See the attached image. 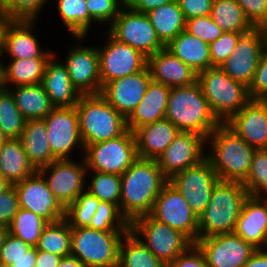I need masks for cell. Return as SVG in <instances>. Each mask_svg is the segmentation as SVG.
Wrapping results in <instances>:
<instances>
[{
    "label": "cell",
    "instance_id": "obj_1",
    "mask_svg": "<svg viewBox=\"0 0 267 267\" xmlns=\"http://www.w3.org/2000/svg\"><path fill=\"white\" fill-rule=\"evenodd\" d=\"M169 182L157 160L137 158L121 175L120 212L129 224L148 215L161 189Z\"/></svg>",
    "mask_w": 267,
    "mask_h": 267
},
{
    "label": "cell",
    "instance_id": "obj_2",
    "mask_svg": "<svg viewBox=\"0 0 267 267\" xmlns=\"http://www.w3.org/2000/svg\"><path fill=\"white\" fill-rule=\"evenodd\" d=\"M206 158L220 180L243 182L256 149L226 123H220L206 138Z\"/></svg>",
    "mask_w": 267,
    "mask_h": 267
},
{
    "label": "cell",
    "instance_id": "obj_3",
    "mask_svg": "<svg viewBox=\"0 0 267 267\" xmlns=\"http://www.w3.org/2000/svg\"><path fill=\"white\" fill-rule=\"evenodd\" d=\"M165 118L180 132H193L205 139L221 123L212 113L198 82L171 88Z\"/></svg>",
    "mask_w": 267,
    "mask_h": 267
},
{
    "label": "cell",
    "instance_id": "obj_4",
    "mask_svg": "<svg viewBox=\"0 0 267 267\" xmlns=\"http://www.w3.org/2000/svg\"><path fill=\"white\" fill-rule=\"evenodd\" d=\"M248 195L242 182L219 180L213 187L207 207L198 217V239L234 232Z\"/></svg>",
    "mask_w": 267,
    "mask_h": 267
},
{
    "label": "cell",
    "instance_id": "obj_5",
    "mask_svg": "<svg viewBox=\"0 0 267 267\" xmlns=\"http://www.w3.org/2000/svg\"><path fill=\"white\" fill-rule=\"evenodd\" d=\"M75 107L84 145L116 138L127 130L126 118L101 94L81 95Z\"/></svg>",
    "mask_w": 267,
    "mask_h": 267
},
{
    "label": "cell",
    "instance_id": "obj_6",
    "mask_svg": "<svg viewBox=\"0 0 267 267\" xmlns=\"http://www.w3.org/2000/svg\"><path fill=\"white\" fill-rule=\"evenodd\" d=\"M212 113L221 123H226L250 100L248 87L228 76L220 67H211L197 73Z\"/></svg>",
    "mask_w": 267,
    "mask_h": 267
},
{
    "label": "cell",
    "instance_id": "obj_7",
    "mask_svg": "<svg viewBox=\"0 0 267 267\" xmlns=\"http://www.w3.org/2000/svg\"><path fill=\"white\" fill-rule=\"evenodd\" d=\"M126 232L71 227V255L86 267H118L119 247Z\"/></svg>",
    "mask_w": 267,
    "mask_h": 267
},
{
    "label": "cell",
    "instance_id": "obj_8",
    "mask_svg": "<svg viewBox=\"0 0 267 267\" xmlns=\"http://www.w3.org/2000/svg\"><path fill=\"white\" fill-rule=\"evenodd\" d=\"M83 158L88 171L121 176L138 158L134 134L127 129L116 138L84 145Z\"/></svg>",
    "mask_w": 267,
    "mask_h": 267
},
{
    "label": "cell",
    "instance_id": "obj_9",
    "mask_svg": "<svg viewBox=\"0 0 267 267\" xmlns=\"http://www.w3.org/2000/svg\"><path fill=\"white\" fill-rule=\"evenodd\" d=\"M129 230L166 265L193 244L180 231L153 219L149 214L133 220Z\"/></svg>",
    "mask_w": 267,
    "mask_h": 267
},
{
    "label": "cell",
    "instance_id": "obj_10",
    "mask_svg": "<svg viewBox=\"0 0 267 267\" xmlns=\"http://www.w3.org/2000/svg\"><path fill=\"white\" fill-rule=\"evenodd\" d=\"M113 38L128 44L147 58L166 48L146 13L136 12L123 7L118 17L106 28Z\"/></svg>",
    "mask_w": 267,
    "mask_h": 267
},
{
    "label": "cell",
    "instance_id": "obj_11",
    "mask_svg": "<svg viewBox=\"0 0 267 267\" xmlns=\"http://www.w3.org/2000/svg\"><path fill=\"white\" fill-rule=\"evenodd\" d=\"M56 159L37 170L44 178L49 190L66 209L86 190L88 169L84 158Z\"/></svg>",
    "mask_w": 267,
    "mask_h": 267
},
{
    "label": "cell",
    "instance_id": "obj_12",
    "mask_svg": "<svg viewBox=\"0 0 267 267\" xmlns=\"http://www.w3.org/2000/svg\"><path fill=\"white\" fill-rule=\"evenodd\" d=\"M149 215L153 219L180 231L192 243L198 240V216L170 182L161 189Z\"/></svg>",
    "mask_w": 267,
    "mask_h": 267
},
{
    "label": "cell",
    "instance_id": "obj_13",
    "mask_svg": "<svg viewBox=\"0 0 267 267\" xmlns=\"http://www.w3.org/2000/svg\"><path fill=\"white\" fill-rule=\"evenodd\" d=\"M52 155L56 159H72L76 149L84 154L79 132V117L75 106L54 107L43 119ZM72 151V152H71Z\"/></svg>",
    "mask_w": 267,
    "mask_h": 267
},
{
    "label": "cell",
    "instance_id": "obj_14",
    "mask_svg": "<svg viewBox=\"0 0 267 267\" xmlns=\"http://www.w3.org/2000/svg\"><path fill=\"white\" fill-rule=\"evenodd\" d=\"M103 45H97L102 87L113 80L137 73L147 66L141 52L113 38L108 32Z\"/></svg>",
    "mask_w": 267,
    "mask_h": 267
},
{
    "label": "cell",
    "instance_id": "obj_15",
    "mask_svg": "<svg viewBox=\"0 0 267 267\" xmlns=\"http://www.w3.org/2000/svg\"><path fill=\"white\" fill-rule=\"evenodd\" d=\"M73 38L78 41L77 45H70L67 56L62 61L68 69L70 80L81 95L100 94L102 84L97 45L82 46L81 43L86 41L87 36Z\"/></svg>",
    "mask_w": 267,
    "mask_h": 267
},
{
    "label": "cell",
    "instance_id": "obj_16",
    "mask_svg": "<svg viewBox=\"0 0 267 267\" xmlns=\"http://www.w3.org/2000/svg\"><path fill=\"white\" fill-rule=\"evenodd\" d=\"M219 180L210 161L205 158L199 164L174 174L169 182L199 217L207 207L213 187Z\"/></svg>",
    "mask_w": 267,
    "mask_h": 267
},
{
    "label": "cell",
    "instance_id": "obj_17",
    "mask_svg": "<svg viewBox=\"0 0 267 267\" xmlns=\"http://www.w3.org/2000/svg\"><path fill=\"white\" fill-rule=\"evenodd\" d=\"M195 244L209 267H243L256 250L235 232L202 237Z\"/></svg>",
    "mask_w": 267,
    "mask_h": 267
},
{
    "label": "cell",
    "instance_id": "obj_18",
    "mask_svg": "<svg viewBox=\"0 0 267 267\" xmlns=\"http://www.w3.org/2000/svg\"><path fill=\"white\" fill-rule=\"evenodd\" d=\"M206 139L193 132H179L157 158L163 174L170 179L174 174L199 164L206 158Z\"/></svg>",
    "mask_w": 267,
    "mask_h": 267
},
{
    "label": "cell",
    "instance_id": "obj_19",
    "mask_svg": "<svg viewBox=\"0 0 267 267\" xmlns=\"http://www.w3.org/2000/svg\"><path fill=\"white\" fill-rule=\"evenodd\" d=\"M13 186L18 194L20 208L32 211L47 222L65 218V208L54 197L38 171Z\"/></svg>",
    "mask_w": 267,
    "mask_h": 267
},
{
    "label": "cell",
    "instance_id": "obj_20",
    "mask_svg": "<svg viewBox=\"0 0 267 267\" xmlns=\"http://www.w3.org/2000/svg\"><path fill=\"white\" fill-rule=\"evenodd\" d=\"M263 53L264 43L260 28L252 27L240 35L234 51L220 68L232 79L248 87Z\"/></svg>",
    "mask_w": 267,
    "mask_h": 267
},
{
    "label": "cell",
    "instance_id": "obj_21",
    "mask_svg": "<svg viewBox=\"0 0 267 267\" xmlns=\"http://www.w3.org/2000/svg\"><path fill=\"white\" fill-rule=\"evenodd\" d=\"M151 80L146 66L137 73L106 83L100 94L127 119L142 100Z\"/></svg>",
    "mask_w": 267,
    "mask_h": 267
},
{
    "label": "cell",
    "instance_id": "obj_22",
    "mask_svg": "<svg viewBox=\"0 0 267 267\" xmlns=\"http://www.w3.org/2000/svg\"><path fill=\"white\" fill-rule=\"evenodd\" d=\"M36 24V21L15 20L8 29L2 56H7V60L50 59L55 52L41 48Z\"/></svg>",
    "mask_w": 267,
    "mask_h": 267
},
{
    "label": "cell",
    "instance_id": "obj_23",
    "mask_svg": "<svg viewBox=\"0 0 267 267\" xmlns=\"http://www.w3.org/2000/svg\"><path fill=\"white\" fill-rule=\"evenodd\" d=\"M226 124L256 150L267 149V107L250 100Z\"/></svg>",
    "mask_w": 267,
    "mask_h": 267
},
{
    "label": "cell",
    "instance_id": "obj_24",
    "mask_svg": "<svg viewBox=\"0 0 267 267\" xmlns=\"http://www.w3.org/2000/svg\"><path fill=\"white\" fill-rule=\"evenodd\" d=\"M256 249H267V197L248 195L234 231Z\"/></svg>",
    "mask_w": 267,
    "mask_h": 267
},
{
    "label": "cell",
    "instance_id": "obj_25",
    "mask_svg": "<svg viewBox=\"0 0 267 267\" xmlns=\"http://www.w3.org/2000/svg\"><path fill=\"white\" fill-rule=\"evenodd\" d=\"M58 55L55 52L47 61L41 85L54 107L76 106L81 94L73 86L68 69Z\"/></svg>",
    "mask_w": 267,
    "mask_h": 267
},
{
    "label": "cell",
    "instance_id": "obj_26",
    "mask_svg": "<svg viewBox=\"0 0 267 267\" xmlns=\"http://www.w3.org/2000/svg\"><path fill=\"white\" fill-rule=\"evenodd\" d=\"M147 67L153 81L171 88L197 82V73L166 48L148 57Z\"/></svg>",
    "mask_w": 267,
    "mask_h": 267
},
{
    "label": "cell",
    "instance_id": "obj_27",
    "mask_svg": "<svg viewBox=\"0 0 267 267\" xmlns=\"http://www.w3.org/2000/svg\"><path fill=\"white\" fill-rule=\"evenodd\" d=\"M180 131L166 118L133 131L137 156L143 159H155L164 152Z\"/></svg>",
    "mask_w": 267,
    "mask_h": 267
},
{
    "label": "cell",
    "instance_id": "obj_28",
    "mask_svg": "<svg viewBox=\"0 0 267 267\" xmlns=\"http://www.w3.org/2000/svg\"><path fill=\"white\" fill-rule=\"evenodd\" d=\"M170 90L171 87L151 80L142 100L126 119L127 129L133 132L138 127L164 119Z\"/></svg>",
    "mask_w": 267,
    "mask_h": 267
},
{
    "label": "cell",
    "instance_id": "obj_29",
    "mask_svg": "<svg viewBox=\"0 0 267 267\" xmlns=\"http://www.w3.org/2000/svg\"><path fill=\"white\" fill-rule=\"evenodd\" d=\"M166 49L190 66L196 73L211 68L209 44L186 30L181 31L166 46Z\"/></svg>",
    "mask_w": 267,
    "mask_h": 267
},
{
    "label": "cell",
    "instance_id": "obj_30",
    "mask_svg": "<svg viewBox=\"0 0 267 267\" xmlns=\"http://www.w3.org/2000/svg\"><path fill=\"white\" fill-rule=\"evenodd\" d=\"M19 139L28 160L36 170L56 160L49 146L47 127L43 119L26 120L24 130Z\"/></svg>",
    "mask_w": 267,
    "mask_h": 267
},
{
    "label": "cell",
    "instance_id": "obj_31",
    "mask_svg": "<svg viewBox=\"0 0 267 267\" xmlns=\"http://www.w3.org/2000/svg\"><path fill=\"white\" fill-rule=\"evenodd\" d=\"M36 171L28 160L20 139H7L0 148V174L13 185Z\"/></svg>",
    "mask_w": 267,
    "mask_h": 267
},
{
    "label": "cell",
    "instance_id": "obj_32",
    "mask_svg": "<svg viewBox=\"0 0 267 267\" xmlns=\"http://www.w3.org/2000/svg\"><path fill=\"white\" fill-rule=\"evenodd\" d=\"M26 120L44 119L54 108L41 83L7 88Z\"/></svg>",
    "mask_w": 267,
    "mask_h": 267
},
{
    "label": "cell",
    "instance_id": "obj_33",
    "mask_svg": "<svg viewBox=\"0 0 267 267\" xmlns=\"http://www.w3.org/2000/svg\"><path fill=\"white\" fill-rule=\"evenodd\" d=\"M160 41L167 46L181 31L186 20L177 0L146 13Z\"/></svg>",
    "mask_w": 267,
    "mask_h": 267
},
{
    "label": "cell",
    "instance_id": "obj_34",
    "mask_svg": "<svg viewBox=\"0 0 267 267\" xmlns=\"http://www.w3.org/2000/svg\"><path fill=\"white\" fill-rule=\"evenodd\" d=\"M60 21L73 36H89L94 22L89 16L86 0H55Z\"/></svg>",
    "mask_w": 267,
    "mask_h": 267
},
{
    "label": "cell",
    "instance_id": "obj_35",
    "mask_svg": "<svg viewBox=\"0 0 267 267\" xmlns=\"http://www.w3.org/2000/svg\"><path fill=\"white\" fill-rule=\"evenodd\" d=\"M118 267H167L130 230L119 247Z\"/></svg>",
    "mask_w": 267,
    "mask_h": 267
},
{
    "label": "cell",
    "instance_id": "obj_36",
    "mask_svg": "<svg viewBox=\"0 0 267 267\" xmlns=\"http://www.w3.org/2000/svg\"><path fill=\"white\" fill-rule=\"evenodd\" d=\"M49 59H14L5 61L6 86L16 87L41 83Z\"/></svg>",
    "mask_w": 267,
    "mask_h": 267
},
{
    "label": "cell",
    "instance_id": "obj_37",
    "mask_svg": "<svg viewBox=\"0 0 267 267\" xmlns=\"http://www.w3.org/2000/svg\"><path fill=\"white\" fill-rule=\"evenodd\" d=\"M211 18L223 32L244 33L253 26L246 19L236 0H220L212 3Z\"/></svg>",
    "mask_w": 267,
    "mask_h": 267
},
{
    "label": "cell",
    "instance_id": "obj_38",
    "mask_svg": "<svg viewBox=\"0 0 267 267\" xmlns=\"http://www.w3.org/2000/svg\"><path fill=\"white\" fill-rule=\"evenodd\" d=\"M36 248L61 257L71 255V227L68 221L64 218L48 222L42 230Z\"/></svg>",
    "mask_w": 267,
    "mask_h": 267
},
{
    "label": "cell",
    "instance_id": "obj_39",
    "mask_svg": "<svg viewBox=\"0 0 267 267\" xmlns=\"http://www.w3.org/2000/svg\"><path fill=\"white\" fill-rule=\"evenodd\" d=\"M88 172L86 191L97 197L100 201L116 205L120 210L121 176L106 172ZM90 175L92 176L91 178Z\"/></svg>",
    "mask_w": 267,
    "mask_h": 267
},
{
    "label": "cell",
    "instance_id": "obj_40",
    "mask_svg": "<svg viewBox=\"0 0 267 267\" xmlns=\"http://www.w3.org/2000/svg\"><path fill=\"white\" fill-rule=\"evenodd\" d=\"M48 222L32 211L20 208L8 226V232L31 247H36L42 230Z\"/></svg>",
    "mask_w": 267,
    "mask_h": 267
},
{
    "label": "cell",
    "instance_id": "obj_41",
    "mask_svg": "<svg viewBox=\"0 0 267 267\" xmlns=\"http://www.w3.org/2000/svg\"><path fill=\"white\" fill-rule=\"evenodd\" d=\"M26 119L15 104L12 93L6 89L0 92V129L9 138H20Z\"/></svg>",
    "mask_w": 267,
    "mask_h": 267
},
{
    "label": "cell",
    "instance_id": "obj_42",
    "mask_svg": "<svg viewBox=\"0 0 267 267\" xmlns=\"http://www.w3.org/2000/svg\"><path fill=\"white\" fill-rule=\"evenodd\" d=\"M242 184L250 196L267 197V149L254 152L248 176Z\"/></svg>",
    "mask_w": 267,
    "mask_h": 267
},
{
    "label": "cell",
    "instance_id": "obj_43",
    "mask_svg": "<svg viewBox=\"0 0 267 267\" xmlns=\"http://www.w3.org/2000/svg\"><path fill=\"white\" fill-rule=\"evenodd\" d=\"M100 200L88 191L82 192L78 198L65 209V219L70 227H88L90 220L98 208Z\"/></svg>",
    "mask_w": 267,
    "mask_h": 267
},
{
    "label": "cell",
    "instance_id": "obj_44",
    "mask_svg": "<svg viewBox=\"0 0 267 267\" xmlns=\"http://www.w3.org/2000/svg\"><path fill=\"white\" fill-rule=\"evenodd\" d=\"M129 222L122 216L119 208L109 202L100 201L90 220V228L98 231H128Z\"/></svg>",
    "mask_w": 267,
    "mask_h": 267
},
{
    "label": "cell",
    "instance_id": "obj_45",
    "mask_svg": "<svg viewBox=\"0 0 267 267\" xmlns=\"http://www.w3.org/2000/svg\"><path fill=\"white\" fill-rule=\"evenodd\" d=\"M51 0H0V10L14 20L37 21Z\"/></svg>",
    "mask_w": 267,
    "mask_h": 267
},
{
    "label": "cell",
    "instance_id": "obj_46",
    "mask_svg": "<svg viewBox=\"0 0 267 267\" xmlns=\"http://www.w3.org/2000/svg\"><path fill=\"white\" fill-rule=\"evenodd\" d=\"M86 4L94 27L105 25L108 28L124 7V0H86Z\"/></svg>",
    "mask_w": 267,
    "mask_h": 267
},
{
    "label": "cell",
    "instance_id": "obj_47",
    "mask_svg": "<svg viewBox=\"0 0 267 267\" xmlns=\"http://www.w3.org/2000/svg\"><path fill=\"white\" fill-rule=\"evenodd\" d=\"M185 30L208 44L217 40L224 33L210 15L186 20Z\"/></svg>",
    "mask_w": 267,
    "mask_h": 267
},
{
    "label": "cell",
    "instance_id": "obj_48",
    "mask_svg": "<svg viewBox=\"0 0 267 267\" xmlns=\"http://www.w3.org/2000/svg\"><path fill=\"white\" fill-rule=\"evenodd\" d=\"M242 33L224 32L209 44L211 67H220L234 51Z\"/></svg>",
    "mask_w": 267,
    "mask_h": 267
},
{
    "label": "cell",
    "instance_id": "obj_49",
    "mask_svg": "<svg viewBox=\"0 0 267 267\" xmlns=\"http://www.w3.org/2000/svg\"><path fill=\"white\" fill-rule=\"evenodd\" d=\"M30 248L29 244L8 232L1 250L0 265L9 267L14 260L24 256Z\"/></svg>",
    "mask_w": 267,
    "mask_h": 267
},
{
    "label": "cell",
    "instance_id": "obj_50",
    "mask_svg": "<svg viewBox=\"0 0 267 267\" xmlns=\"http://www.w3.org/2000/svg\"><path fill=\"white\" fill-rule=\"evenodd\" d=\"M20 209L18 194L13 185L0 193V225L8 227Z\"/></svg>",
    "mask_w": 267,
    "mask_h": 267
},
{
    "label": "cell",
    "instance_id": "obj_51",
    "mask_svg": "<svg viewBox=\"0 0 267 267\" xmlns=\"http://www.w3.org/2000/svg\"><path fill=\"white\" fill-rule=\"evenodd\" d=\"M236 1L253 27H259L267 19V0Z\"/></svg>",
    "mask_w": 267,
    "mask_h": 267
},
{
    "label": "cell",
    "instance_id": "obj_52",
    "mask_svg": "<svg viewBox=\"0 0 267 267\" xmlns=\"http://www.w3.org/2000/svg\"><path fill=\"white\" fill-rule=\"evenodd\" d=\"M267 91V54L264 52L257 63L253 79L248 86L251 100H257Z\"/></svg>",
    "mask_w": 267,
    "mask_h": 267
},
{
    "label": "cell",
    "instance_id": "obj_53",
    "mask_svg": "<svg viewBox=\"0 0 267 267\" xmlns=\"http://www.w3.org/2000/svg\"><path fill=\"white\" fill-rule=\"evenodd\" d=\"M167 267H209L206 259L199 249L193 243L182 254L171 261Z\"/></svg>",
    "mask_w": 267,
    "mask_h": 267
},
{
    "label": "cell",
    "instance_id": "obj_54",
    "mask_svg": "<svg viewBox=\"0 0 267 267\" xmlns=\"http://www.w3.org/2000/svg\"><path fill=\"white\" fill-rule=\"evenodd\" d=\"M185 20L211 15L212 0H177Z\"/></svg>",
    "mask_w": 267,
    "mask_h": 267
},
{
    "label": "cell",
    "instance_id": "obj_55",
    "mask_svg": "<svg viewBox=\"0 0 267 267\" xmlns=\"http://www.w3.org/2000/svg\"><path fill=\"white\" fill-rule=\"evenodd\" d=\"M174 0H124V6L130 10L147 13Z\"/></svg>",
    "mask_w": 267,
    "mask_h": 267
},
{
    "label": "cell",
    "instance_id": "obj_56",
    "mask_svg": "<svg viewBox=\"0 0 267 267\" xmlns=\"http://www.w3.org/2000/svg\"><path fill=\"white\" fill-rule=\"evenodd\" d=\"M62 257L47 251L37 250L35 267H58Z\"/></svg>",
    "mask_w": 267,
    "mask_h": 267
},
{
    "label": "cell",
    "instance_id": "obj_57",
    "mask_svg": "<svg viewBox=\"0 0 267 267\" xmlns=\"http://www.w3.org/2000/svg\"><path fill=\"white\" fill-rule=\"evenodd\" d=\"M37 258V248L31 247L25 252V255L14 260V262L9 267H35V262Z\"/></svg>",
    "mask_w": 267,
    "mask_h": 267
},
{
    "label": "cell",
    "instance_id": "obj_58",
    "mask_svg": "<svg viewBox=\"0 0 267 267\" xmlns=\"http://www.w3.org/2000/svg\"><path fill=\"white\" fill-rule=\"evenodd\" d=\"M243 267H267V249H256Z\"/></svg>",
    "mask_w": 267,
    "mask_h": 267
},
{
    "label": "cell",
    "instance_id": "obj_59",
    "mask_svg": "<svg viewBox=\"0 0 267 267\" xmlns=\"http://www.w3.org/2000/svg\"><path fill=\"white\" fill-rule=\"evenodd\" d=\"M14 21V19L0 10V55L4 50L8 29Z\"/></svg>",
    "mask_w": 267,
    "mask_h": 267
},
{
    "label": "cell",
    "instance_id": "obj_60",
    "mask_svg": "<svg viewBox=\"0 0 267 267\" xmlns=\"http://www.w3.org/2000/svg\"><path fill=\"white\" fill-rule=\"evenodd\" d=\"M58 267H86V265L78 258L69 255L62 257Z\"/></svg>",
    "mask_w": 267,
    "mask_h": 267
},
{
    "label": "cell",
    "instance_id": "obj_61",
    "mask_svg": "<svg viewBox=\"0 0 267 267\" xmlns=\"http://www.w3.org/2000/svg\"><path fill=\"white\" fill-rule=\"evenodd\" d=\"M7 89L5 80V60L2 55H0V92Z\"/></svg>",
    "mask_w": 267,
    "mask_h": 267
},
{
    "label": "cell",
    "instance_id": "obj_62",
    "mask_svg": "<svg viewBox=\"0 0 267 267\" xmlns=\"http://www.w3.org/2000/svg\"><path fill=\"white\" fill-rule=\"evenodd\" d=\"M7 234H8V227L0 225V255Z\"/></svg>",
    "mask_w": 267,
    "mask_h": 267
},
{
    "label": "cell",
    "instance_id": "obj_63",
    "mask_svg": "<svg viewBox=\"0 0 267 267\" xmlns=\"http://www.w3.org/2000/svg\"><path fill=\"white\" fill-rule=\"evenodd\" d=\"M264 45H267V19L259 26Z\"/></svg>",
    "mask_w": 267,
    "mask_h": 267
},
{
    "label": "cell",
    "instance_id": "obj_64",
    "mask_svg": "<svg viewBox=\"0 0 267 267\" xmlns=\"http://www.w3.org/2000/svg\"><path fill=\"white\" fill-rule=\"evenodd\" d=\"M12 184H10L1 174H0V193L8 189Z\"/></svg>",
    "mask_w": 267,
    "mask_h": 267
},
{
    "label": "cell",
    "instance_id": "obj_65",
    "mask_svg": "<svg viewBox=\"0 0 267 267\" xmlns=\"http://www.w3.org/2000/svg\"><path fill=\"white\" fill-rule=\"evenodd\" d=\"M262 105L267 107V91L263 93L258 99H257Z\"/></svg>",
    "mask_w": 267,
    "mask_h": 267
},
{
    "label": "cell",
    "instance_id": "obj_66",
    "mask_svg": "<svg viewBox=\"0 0 267 267\" xmlns=\"http://www.w3.org/2000/svg\"><path fill=\"white\" fill-rule=\"evenodd\" d=\"M8 138L3 134V132L0 129V148L2 147V145L4 144V142L7 140Z\"/></svg>",
    "mask_w": 267,
    "mask_h": 267
},
{
    "label": "cell",
    "instance_id": "obj_67",
    "mask_svg": "<svg viewBox=\"0 0 267 267\" xmlns=\"http://www.w3.org/2000/svg\"><path fill=\"white\" fill-rule=\"evenodd\" d=\"M264 52L267 54V45H264Z\"/></svg>",
    "mask_w": 267,
    "mask_h": 267
}]
</instances>
